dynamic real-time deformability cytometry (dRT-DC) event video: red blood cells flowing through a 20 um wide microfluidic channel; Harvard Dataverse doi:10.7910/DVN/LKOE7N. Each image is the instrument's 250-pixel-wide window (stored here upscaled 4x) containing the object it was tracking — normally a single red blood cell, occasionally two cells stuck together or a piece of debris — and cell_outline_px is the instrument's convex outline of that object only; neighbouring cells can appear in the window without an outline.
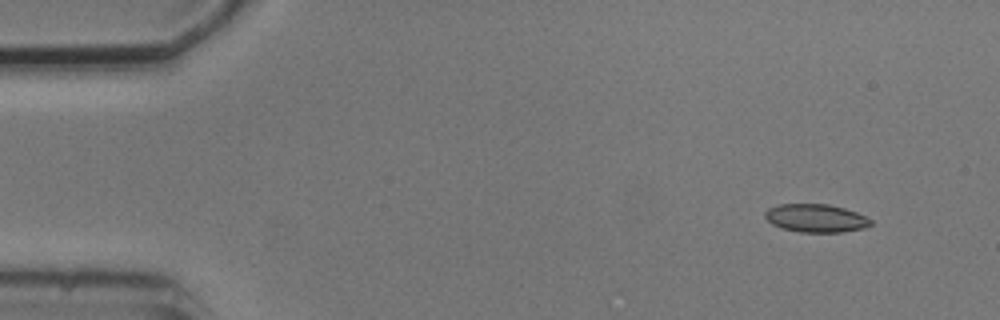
{"species": "common noctule bat (a hibernating species)", "species_latin": "Nyctalus noctula", "temperature_condition": "cold", "stored_images_in_passage": 5, "segment_of_instrument_passage": [1, 2], "camera_frame_rate_fps": 3000, "um_per_image_px": 0.085, "animal": {"sex": "male", "body_mass_g": 20.5, "forearm_length_mm": 52.5}, "frame": {"image": 1, "passage_image": 1, "time_ms": 0.0, "image_size_px": [1000, 320], "cell_outline_px": [[872, 224], [864, 228], [844, 232], [800, 232], [780, 228], [772, 224], [764, 216], [764, 212], [768, 208], [780, 204], [828, 204], [844, 208], [856, 212], [872, 220]], "centroid_in_image_um": [69.34, 18.55], "position_along_channel_um": 15.7, "area_um2": 17.4}}
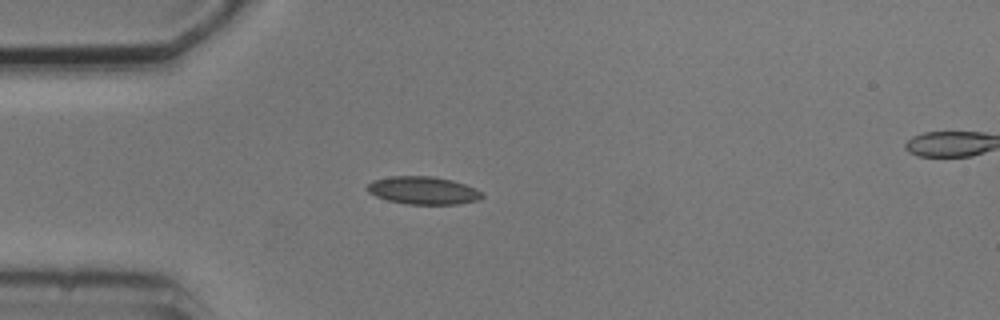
{"frame": {"image": 2, "passage_image": 4, "time_ms": 3.333, "image_size_px": [1000, 320], "cell_outline_px": [[484, 196], [480, 200], [456, 204], [408, 204], [388, 200], [376, 196], [368, 192], [368, 184], [372, 180], [392, 176], [432, 176], [452, 180], [476, 188], [484, 192]], "centroid_in_image_um": [36.01, 16.18], "position_along_channel_um": 49.0, "area_um2": 18.61}}